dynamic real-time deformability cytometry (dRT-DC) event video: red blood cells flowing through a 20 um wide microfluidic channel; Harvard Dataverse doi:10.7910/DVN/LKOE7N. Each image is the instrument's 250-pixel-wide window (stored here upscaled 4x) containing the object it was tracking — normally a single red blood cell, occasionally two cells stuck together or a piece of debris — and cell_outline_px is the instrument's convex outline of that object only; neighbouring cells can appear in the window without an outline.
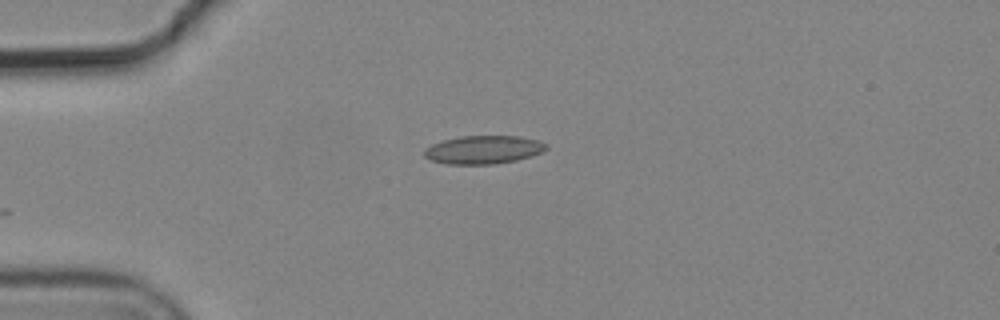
{"species": "common noctule bat (a hibernating species)", "species_latin": "Nyctalus noctula", "temperature_condition": "cold", "stored_images_in_passage": 4, "camera_frame_rate_fps": 3000, "um_per_image_px": 0.085, "animal": {"sex": "male", "body_mass_g": 19.2, "forearm_length_mm": 51.8}, "frame": {"image": 1, "passage_image": 4, "time_ms": 1.0, "image_size_px": [1000, 320], "cell_outline_px": [[548, 148], [532, 156], [516, 160], [492, 164], [448, 164], [428, 160], [424, 156], [424, 148], [432, 144], [444, 140], [460, 136], [520, 136], [536, 140], [548, 144]], "centroid_in_image_um": [41.07, 12.72], "position_along_channel_um": 43.9, "area_um2": 20.11}}